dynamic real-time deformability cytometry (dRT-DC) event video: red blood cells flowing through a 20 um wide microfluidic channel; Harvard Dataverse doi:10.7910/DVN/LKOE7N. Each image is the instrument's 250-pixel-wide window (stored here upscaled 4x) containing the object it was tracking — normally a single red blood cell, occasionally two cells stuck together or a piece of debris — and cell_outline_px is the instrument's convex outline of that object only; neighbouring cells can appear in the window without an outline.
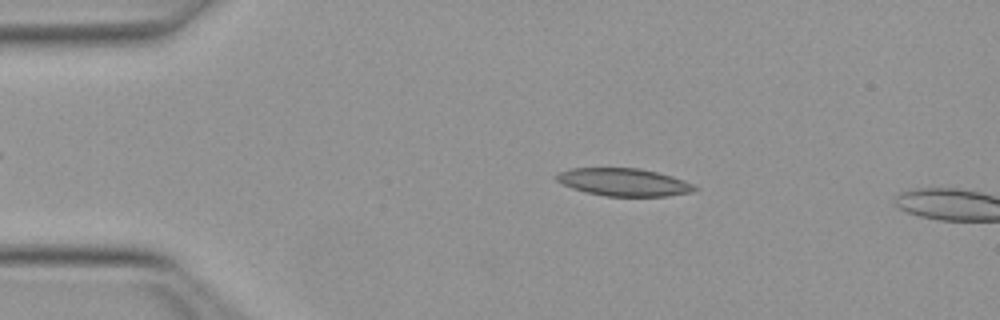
{"species": "Egyptian fruit bat (a non-hibernating species)", "species_latin": "Rousettus aegyptiacus", "temperature_condition": "warm", "stored_images_in_passage": 36, "camera_frame_rate_fps": 3000, "um_per_image_px": 0.085, "animal": {"sex": "female"}, "frame": {"image": 1, "passage_image": 2, "time_ms": 0.333, "image_size_px": [1000, 320], "cell_outline_px": [[700, 188], [692, 192], [668, 196], [604, 196], [584, 192], [572, 188], [556, 180], [552, 176], [556, 172], [568, 168], [640, 168], [672, 176], [692, 184]], "centroid_in_image_um": [52.96, 15.48], "position_along_channel_um": 32.0, "area_um2": 22.48}}
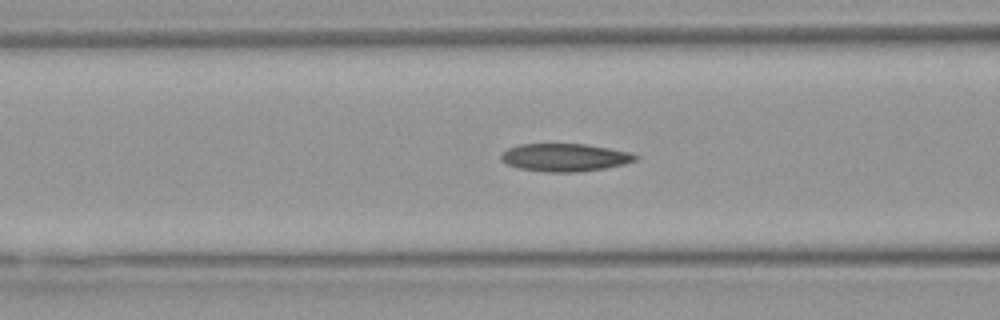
{"frame": {"image": 2, "passage_image": 12, "time_ms": 3.667, "image_size_px": [1000, 320], "cell_outline_px": [[640, 156], [636, 160], [624, 164], [604, 168], [580, 172], [548, 172], [520, 168], [508, 164], [500, 160], [500, 156], [508, 148], [520, 144], [588, 144], [632, 152]], "centroid_in_image_um": [48.06, 13.38], "position_along_channel_um": 118.5, "area_um2": 21.85}}
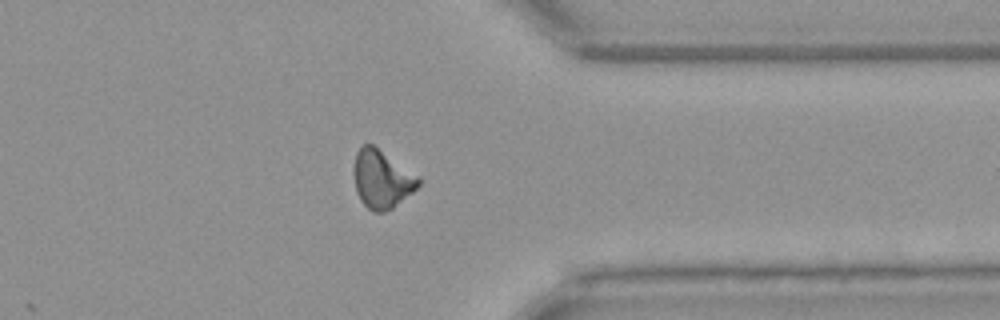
{"frame": {"image": 3, "passage_image": 32, "time_ms": 10.333, "image_size_px": [1000, 320], "cell_outline_px": [[420, 184], [412, 192], [392, 208], [384, 212], [372, 212], [360, 200], [356, 192], [352, 172], [356, 152], [364, 144], [372, 144], [420, 176]], "centroid_in_image_um": [32.43, 15.22], "position_along_channel_um": 379.0, "area_um2": 22.02}, "authors_computed_cell_mechanics": {"area_um2": 21.8195, "velocity_mm_per_s": 4.0287, "shape_relaxation_time_tau1_ms": null, "shape_relaxation_time_tau2_ms": 3.8875, "deformation_change_tau1": null, "deformation_change_tau2": 0.1281}}